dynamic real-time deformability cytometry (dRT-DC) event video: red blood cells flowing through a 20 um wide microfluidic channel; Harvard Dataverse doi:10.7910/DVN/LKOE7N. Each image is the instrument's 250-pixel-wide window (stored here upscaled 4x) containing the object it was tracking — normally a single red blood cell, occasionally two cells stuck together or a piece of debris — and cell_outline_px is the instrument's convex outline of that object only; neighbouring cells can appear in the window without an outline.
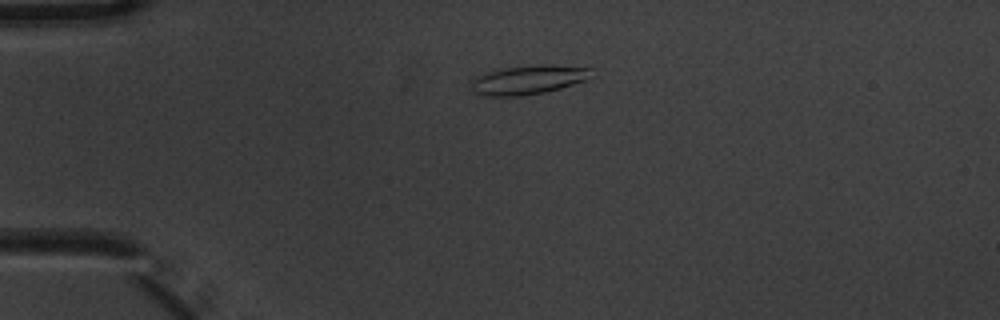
{"species": "common noctule bat (a hibernating species)", "species_latin": "Nyctalus noctula", "temperature_condition": "warm", "stored_images_in_passage": 6, "camera_frame_rate_fps": 3000, "um_per_image_px": 0.085, "animal": {"sex": "male", "body_mass_g": 20.1, "forearm_length_mm": 53.5}, "frame": {"image": 1, "passage_image": 4, "time_ms": 1.0, "image_size_px": [1000, 320], "cell_outline_px": [[596, 76], [588, 80], [560, 88], [544, 92], [520, 96], [484, 96], [468, 88], [472, 80], [476, 76], [484, 72], [500, 68], [532, 64], [552, 64], [596, 68]], "centroid_in_image_um": [44.98, 6.75], "position_along_channel_um": 40.0, "area_um2": 21.27}}